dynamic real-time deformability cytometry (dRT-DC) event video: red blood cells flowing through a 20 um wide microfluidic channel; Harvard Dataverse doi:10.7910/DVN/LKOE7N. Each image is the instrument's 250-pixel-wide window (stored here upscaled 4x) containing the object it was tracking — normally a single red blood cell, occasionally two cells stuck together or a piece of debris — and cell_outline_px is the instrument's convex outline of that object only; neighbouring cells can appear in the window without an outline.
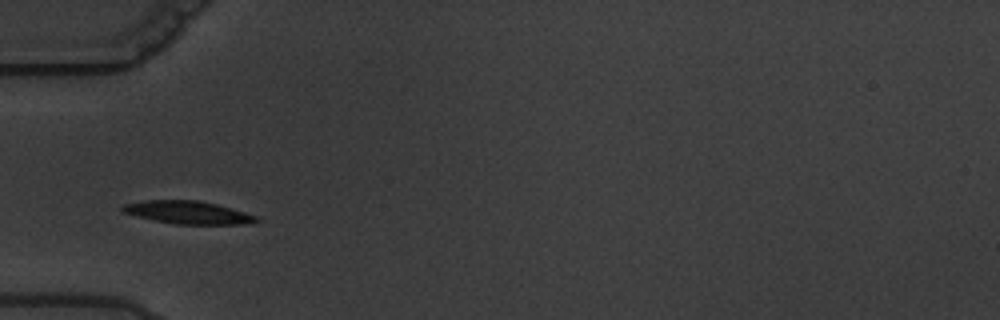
{"species": "common noctule bat (a hibernating species)", "species_latin": "Nyctalus noctula", "temperature_condition": "warm", "stored_images_in_passage": 11, "camera_frame_rate_fps": 3000, "um_per_image_px": 0.085, "animal": {"sex": "male", "body_mass_g": 19.5, "forearm_length_mm": 54.6}, "frame": {"image": 1, "passage_image": 4, "time_ms": 3.333, "image_size_px": [1000, 320], "cell_outline_px": [[260, 220], [252, 224], [176, 224], [156, 220], [124, 212], [120, 208], [124, 204], [144, 200], [196, 200], [216, 204], [232, 208], [256, 216]], "centroid_in_image_um": [16.02, 18.05], "position_along_channel_um": 69.0, "area_um2": 17.57}}
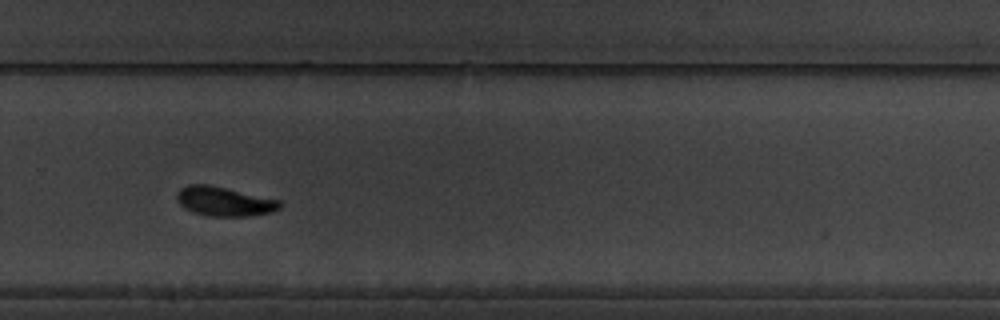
{"frame": {"image": 2, "passage_image": 10, "time_ms": 10.667, "image_size_px": [1000, 320], "cell_outline_px": [[284, 204], [280, 208], [272, 212], [248, 216], [208, 216], [192, 212], [184, 208], [176, 200], [176, 192], [180, 188], [188, 184], [208, 184], [280, 200]], "centroid_in_image_um": [19.04, 17.12], "position_along_channel_um": 310.8, "area_um2": 17.74}}